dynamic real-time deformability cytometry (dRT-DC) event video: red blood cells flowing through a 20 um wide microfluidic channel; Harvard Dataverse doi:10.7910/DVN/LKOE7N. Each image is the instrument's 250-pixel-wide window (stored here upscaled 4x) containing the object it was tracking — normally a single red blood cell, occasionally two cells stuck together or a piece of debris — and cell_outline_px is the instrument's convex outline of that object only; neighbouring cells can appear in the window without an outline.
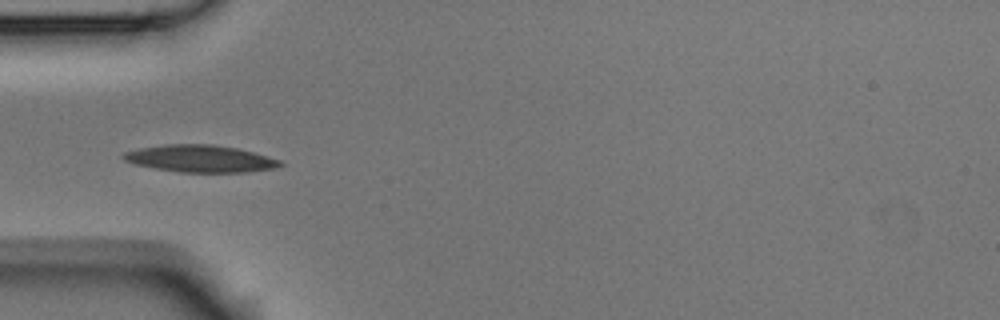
{"species": "Egyptian fruit bat (a non-hibernating species)", "species_latin": "Rousettus aegyptiacus", "temperature_condition": "room temperature", "stored_images_in_passage": 7, "camera_frame_rate_fps": 3000, "um_per_image_px": 0.085, "animal": {"sex": "male"}, "frame": {"image": 1, "passage_image": 2, "time_ms": 0.333, "image_size_px": [1000, 320], "cell_outline_px": [[284, 164], [272, 168], [248, 172], [180, 172], [152, 168], [136, 164], [124, 160], [120, 156], [124, 152], [140, 148], [164, 144], [212, 144], [236, 148], [252, 152], [280, 160]], "centroid_in_image_um": [16.97, 13.48], "position_along_channel_um": 68.0, "area_um2": 24.62}}
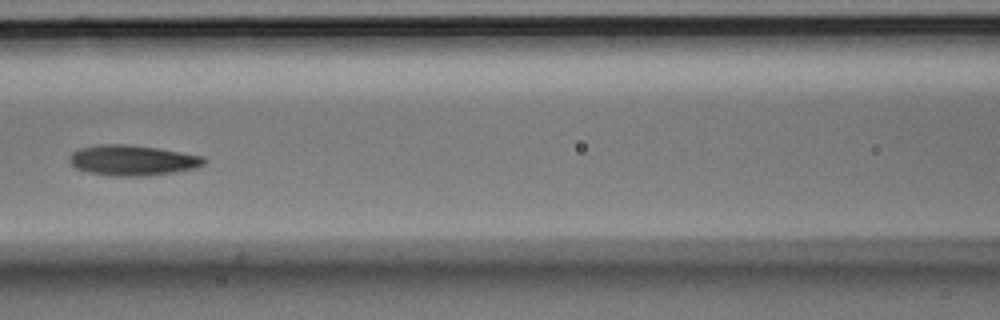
{"frame": {"image": 2, "passage_image": 4, "time_ms": 1.0, "image_size_px": [1000, 320], "cell_outline_px": [[208, 160], [204, 164], [196, 168], [148, 176], [116, 176], [88, 172], [76, 168], [68, 160], [68, 156], [72, 152], [80, 148], [100, 144], [128, 144], [156, 148], [204, 156]], "centroid_in_image_um": [11.26, 13.62], "position_along_channel_um": 155.3, "area_um2": 23.87}}
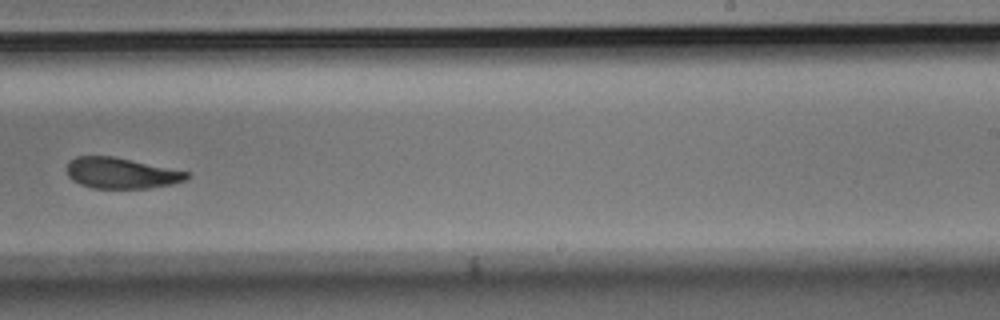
{"frame": {"image": 3, "passage_image": 7, "time_ms": 2.0, "image_size_px": [1000, 320], "cell_outline_px": [[188, 176], [184, 180], [172, 184], [148, 188], [92, 188], [80, 184], [72, 180], [68, 176], [68, 160], [76, 156], [112, 156], [188, 172]], "centroid_in_image_um": [10.25, 14.71], "position_along_channel_um": 278.8, "area_um2": 21.27}}